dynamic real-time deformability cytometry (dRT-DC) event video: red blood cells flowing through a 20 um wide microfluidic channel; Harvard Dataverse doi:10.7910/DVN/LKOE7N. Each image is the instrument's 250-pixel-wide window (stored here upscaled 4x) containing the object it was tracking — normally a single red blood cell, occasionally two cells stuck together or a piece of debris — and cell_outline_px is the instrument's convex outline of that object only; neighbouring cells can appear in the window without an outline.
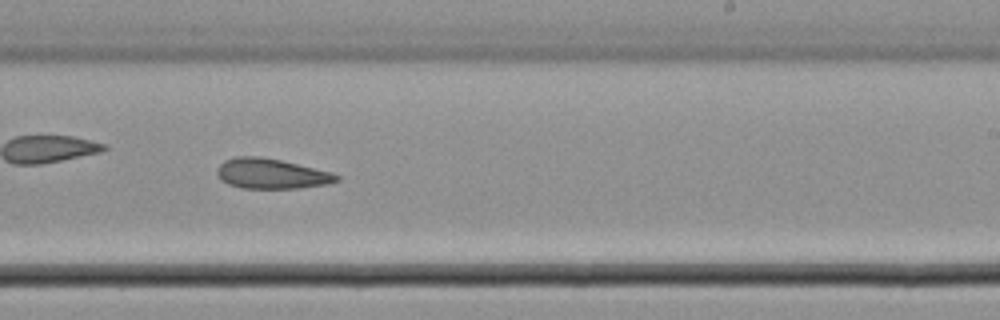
{"species": "common noctule bat (a hibernating species)", "species_latin": "Nyctalus noctula", "temperature_condition": "cold", "stored_images_in_passage": 44, "camera_frame_rate_fps": 3000, "um_per_image_px": 0.085, "animal": {"sex": "male", "body_mass_g": 21.5, "forearm_length_mm": 52.0}, "frame": {"image": 1, "passage_image": 26, "time_ms": 8.333, "image_size_px": [1000, 320], "cell_outline_px": [[340, 180], [328, 184], [300, 188], [240, 188], [228, 184], [220, 180], [216, 172], [216, 168], [224, 160], [236, 156], [260, 156], [280, 160], [332, 172], [340, 176]], "centroid_in_image_um": [23.04, 14.76], "position_along_channel_um": 266.0, "area_um2": 21.15}}
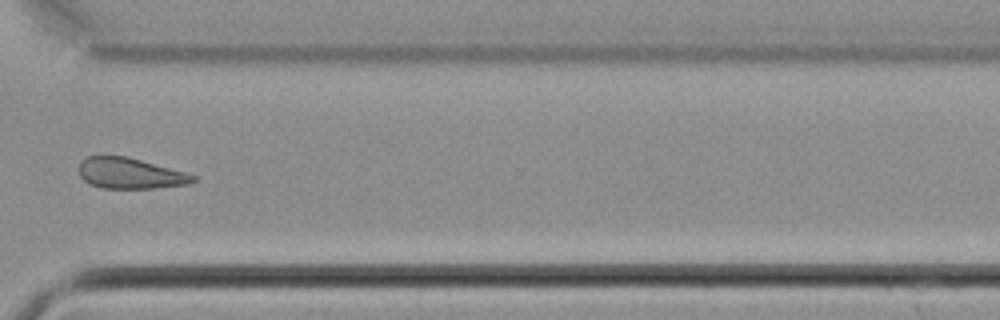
{"frame": {"image": 2, "passage_image": 32, "time_ms": 10.333, "image_size_px": [1000, 320], "cell_outline_px": [[196, 180], [188, 184], [156, 188], [100, 188], [88, 184], [80, 176], [80, 160], [88, 156], [128, 156], [184, 172], [196, 176]], "centroid_in_image_um": [11.03, 14.74], "position_along_channel_um": 359.6, "area_um2": 20.46}}